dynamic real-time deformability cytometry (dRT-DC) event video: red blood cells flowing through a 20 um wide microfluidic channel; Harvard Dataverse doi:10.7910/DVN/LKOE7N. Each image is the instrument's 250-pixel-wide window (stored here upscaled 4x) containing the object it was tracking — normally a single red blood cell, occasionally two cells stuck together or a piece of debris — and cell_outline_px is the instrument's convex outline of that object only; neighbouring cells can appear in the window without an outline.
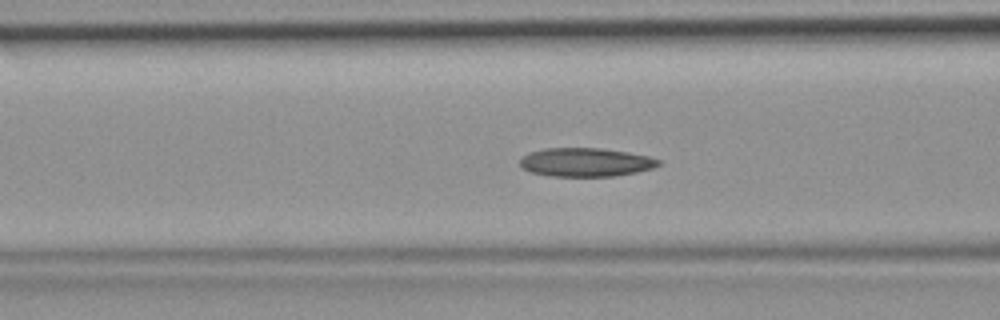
{"species": "common noctule bat (a hibernating species)", "species_latin": "Nyctalus noctula", "temperature_condition": "room temperature", "stored_images_in_passage": 49, "segment_of_instrument_passage": [1, 2], "camera_frame_rate_fps": 3000, "um_per_image_px": 0.085, "animal": {"sex": "female", "body_mass_g": 19.9}, "frame": {"image": 1, "passage_image": 19, "time_ms": 6.0, "image_size_px": [1000, 320], "cell_outline_px": [[660, 164], [652, 168], [636, 172], [612, 176], [552, 176], [532, 172], [524, 168], [520, 164], [520, 160], [528, 152], [544, 148], [600, 148], [628, 152], [648, 156], [660, 160]], "centroid_in_image_um": [49.78, 13.78], "position_along_channel_um": 116.8, "area_um2": 22.95}}
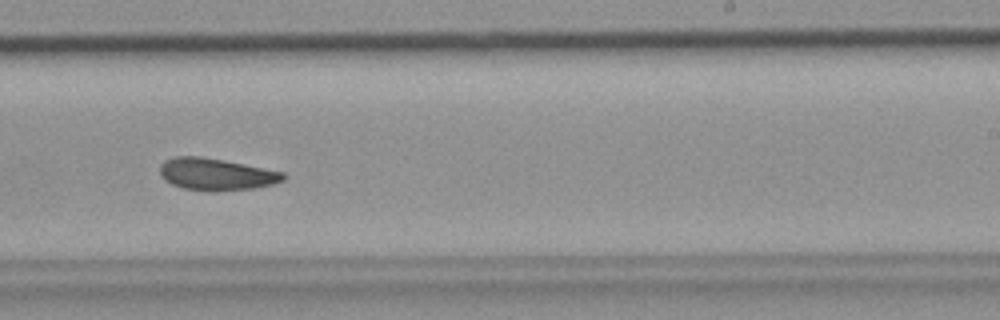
{"frame": {"image": 2, "passage_image": 30, "time_ms": 9.667, "image_size_px": [1000, 320], "cell_outline_px": [[288, 176], [284, 180], [272, 184], [252, 188], [216, 192], [208, 192], [184, 188], [172, 184], [164, 180], [160, 176], [160, 164], [164, 160], [176, 156], [200, 156], [224, 160], [284, 172]], "centroid_in_image_um": [18.36, 14.82], "position_along_channel_um": 270.6, "area_um2": 23.24}}
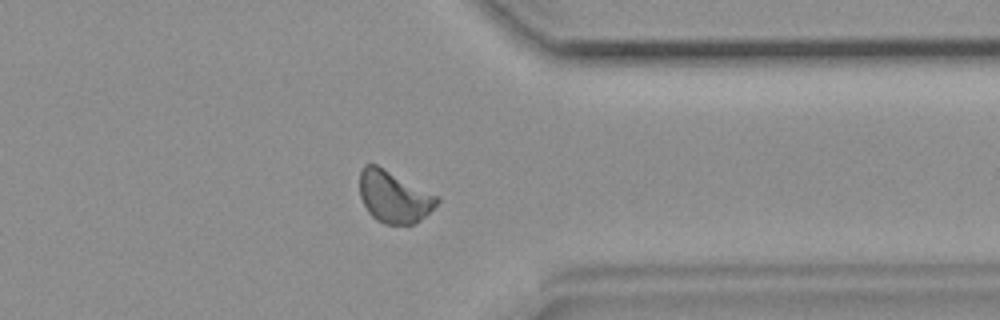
{"frame": {"image": 3, "passage_image": 38, "time_ms": 12.333, "image_size_px": [1000, 320], "cell_outline_px": [[440, 200], [420, 220], [412, 224], [384, 224], [376, 220], [368, 212], [360, 196], [360, 172], [364, 164], [376, 164], [440, 196]], "centroid_in_image_um": [33.48, 16.71], "position_along_channel_um": 377.9, "area_um2": 23.29}}